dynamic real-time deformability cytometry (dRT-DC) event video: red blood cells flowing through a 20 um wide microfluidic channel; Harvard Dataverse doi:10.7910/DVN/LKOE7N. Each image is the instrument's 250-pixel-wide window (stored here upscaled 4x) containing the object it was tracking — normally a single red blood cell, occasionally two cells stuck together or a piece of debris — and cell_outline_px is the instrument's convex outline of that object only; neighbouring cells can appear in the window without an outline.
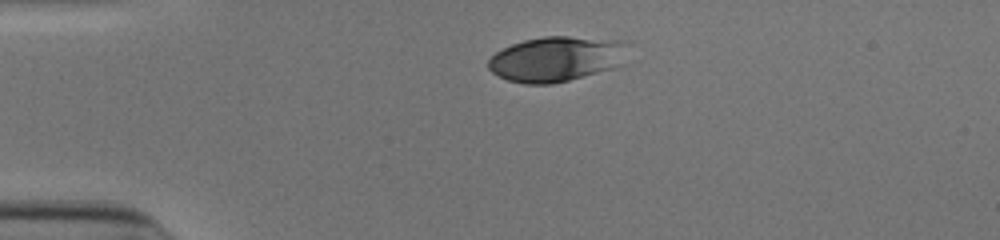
{"species": "human", "species_latin": "Homo sapiens", "temperature_condition": "cold", "stored_images_in_passage": 31, "camera_frame_rate_fps": 3000, "um_per_image_px": 0.085, "donor": {"sex": "male"}, "frame": {"image": 1, "passage_image": 1, "time_ms": 0.0, "image_size_px": [1000, 240], "cell_outline_px": [[628, 44], [624, 64], [616, 68], [552, 84], [524, 84], [508, 80], [492, 72], [488, 68], [488, 60], [496, 52], [512, 44], [524, 40], [544, 36], [568, 36], [624, 40]], "centroid_in_image_um": [47.35, 5.0], "position_along_channel_um": 37.7, "area_um2": 37.05}}
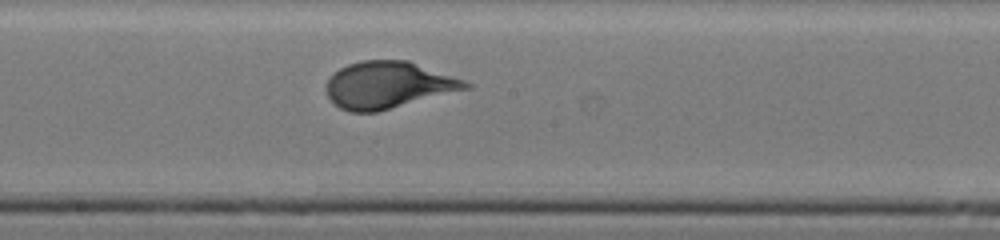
{"frame": {"image": 2, "passage_image": 18, "time_ms": 5.667, "image_size_px": [1000, 240], "cell_outline_px": [[472, 88], [376, 112], [348, 112], [340, 108], [328, 96], [328, 80], [340, 68], [348, 64], [360, 60], [408, 60], [464, 80], [472, 84]], "centroid_in_image_um": [33.03, 7.22], "position_along_channel_um": 215.2, "area_um2": 37.74}}
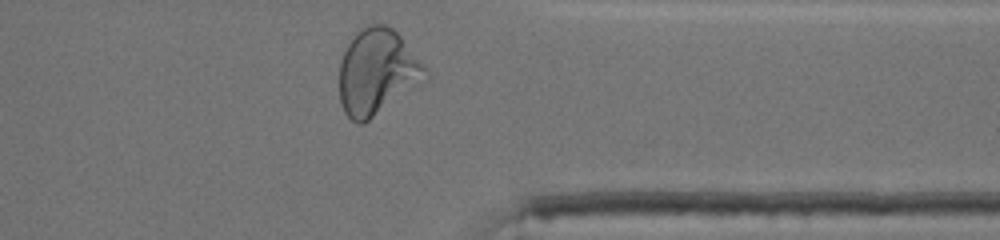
{"frame": {"image": 3, "passage_image": 31, "time_ms": 10.0, "image_size_px": [1000, 240], "cell_outline_px": [[428, 80], [364, 124], [356, 124], [344, 112], [340, 104], [340, 64], [344, 52], [348, 44], [360, 28], [372, 24], [384, 24], [392, 28], [400, 36], [428, 68]], "centroid_in_image_um": [32.09, 6.15], "position_along_channel_um": 379.3, "area_um2": 43.29}}